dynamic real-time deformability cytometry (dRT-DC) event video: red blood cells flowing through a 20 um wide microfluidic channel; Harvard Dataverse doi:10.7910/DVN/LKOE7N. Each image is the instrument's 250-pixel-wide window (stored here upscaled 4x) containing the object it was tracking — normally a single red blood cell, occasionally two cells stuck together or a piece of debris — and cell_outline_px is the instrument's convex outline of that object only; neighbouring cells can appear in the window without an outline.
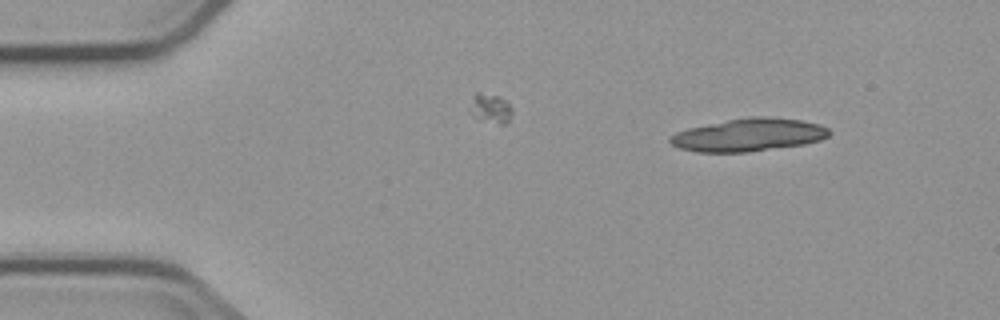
{"species": "common noctule bat (a hibernating species)", "species_latin": "Nyctalus noctula", "temperature_condition": "cold", "stored_images_in_passage": 9, "camera_frame_rate_fps": 3000, "um_per_image_px": 0.085, "animal": {"sex": "male", "body_mass_g": 23.1, "forearm_length_mm": 52.7}, "frame": {"image": 1, "passage_image": 1, "time_ms": 0.0, "image_size_px": [1000, 320], "cell_outline_px": [[832, 132], [828, 136], [820, 140], [804, 144], [748, 152], [696, 152], [680, 148], [672, 144], [668, 140], [668, 136], [676, 132], [688, 128], [728, 120], [752, 116], [768, 116], [800, 120], [820, 124], [828, 128]], "centroid_in_image_um": [63.64, 11.46], "position_along_channel_um": 21.4, "area_um2": 30.46}}
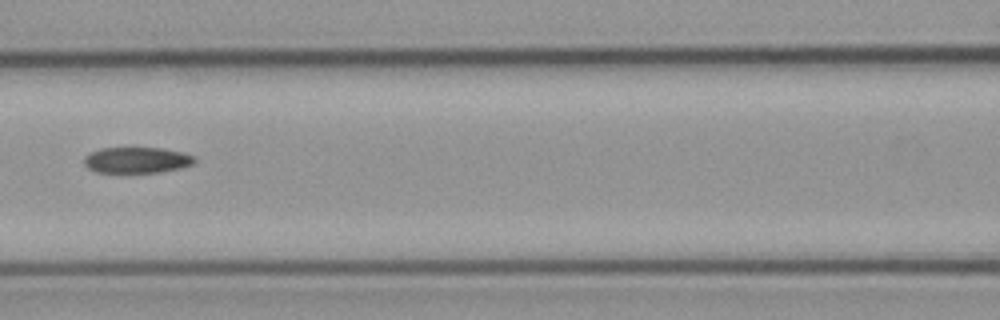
{"frame": {"image": 2, "passage_image": 6, "time_ms": 6.0, "image_size_px": [1000, 320], "cell_outline_px": [[196, 160], [192, 164], [180, 168], [160, 172], [96, 172], [88, 168], [84, 164], [84, 156], [100, 148], [160, 148], [184, 152], [192, 156]], "centroid_in_image_um": [11.61, 13.6], "position_along_channel_um": 155.0, "area_um2": 16.59}}
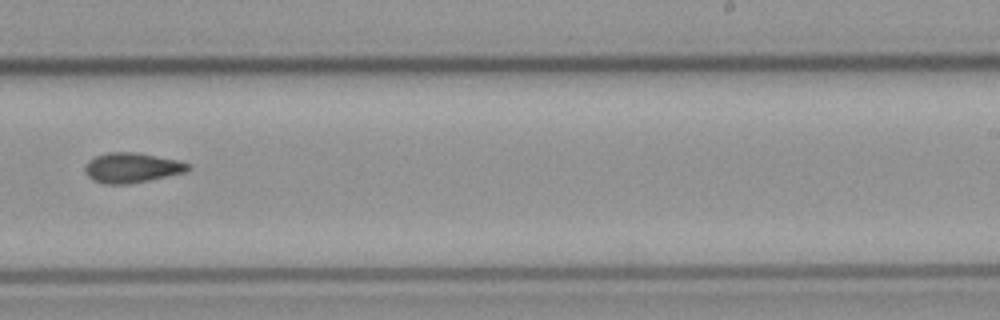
{"frame": {"image": 3, "passage_image": 9, "time_ms": 9.333, "image_size_px": [1000, 320], "cell_outline_px": [[192, 168], [188, 172], [128, 184], [104, 184], [92, 180], [84, 172], [84, 168], [88, 160], [96, 156], [108, 152], [136, 152], [180, 160], [192, 164]], "centroid_in_image_um": [11.25, 14.25], "position_along_channel_um": 277.8, "area_um2": 18.32}}